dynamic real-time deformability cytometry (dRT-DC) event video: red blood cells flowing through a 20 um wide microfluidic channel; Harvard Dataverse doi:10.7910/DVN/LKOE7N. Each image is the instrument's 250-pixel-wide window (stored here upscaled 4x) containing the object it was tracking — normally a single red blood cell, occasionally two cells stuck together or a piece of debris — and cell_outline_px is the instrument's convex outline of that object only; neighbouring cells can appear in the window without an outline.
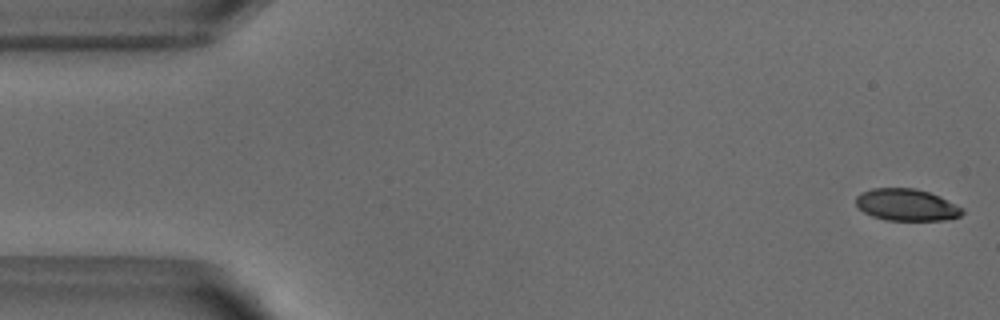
{"species": "common noctule bat (a hibernating species)", "species_latin": "Nyctalus noctula", "temperature_condition": "warm", "stored_images_in_passage": 6, "camera_frame_rate_fps": 3000, "um_per_image_px": 0.085, "animal": {"sex": "male", "body_mass_g": 18.8}, "frame": {"image": 1, "passage_image": 1, "time_ms": 0.0, "image_size_px": [1000, 320], "cell_outline_px": [[964, 212], [960, 216], [944, 220], [888, 220], [872, 216], [864, 212], [856, 204], [856, 196], [860, 192], [872, 188], [916, 188], [940, 196], [964, 208]], "centroid_in_image_um": [77.07, 17.4], "position_along_channel_um": 7.9, "area_um2": 19.83}}